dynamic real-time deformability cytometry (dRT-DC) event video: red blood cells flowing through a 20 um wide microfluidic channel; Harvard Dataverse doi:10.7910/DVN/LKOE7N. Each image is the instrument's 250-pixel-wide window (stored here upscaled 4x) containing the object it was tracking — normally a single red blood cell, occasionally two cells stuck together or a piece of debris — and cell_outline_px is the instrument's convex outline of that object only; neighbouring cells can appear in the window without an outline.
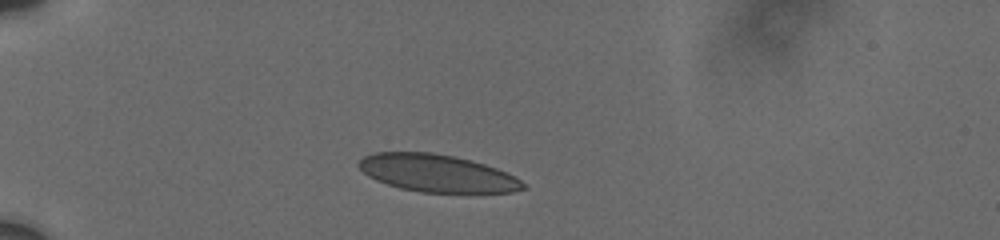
{"species": "human", "species_latin": "Homo sapiens", "temperature_condition": "cold", "stored_images_in_passage": 6, "camera_frame_rate_fps": 3000, "um_per_image_px": 0.085, "donor": {"sex": "male"}, "frame": {"image": 1, "passage_image": 1, "time_ms": 0.0, "image_size_px": [1000, 240], "cell_outline_px": [[528, 188], [512, 192], [420, 192], [400, 188], [376, 180], [368, 176], [356, 164], [364, 156], [376, 152], [432, 152], [456, 156], [472, 160], [496, 168], [520, 180]], "centroid_in_image_um": [37.13, 14.71], "position_along_channel_um": 47.9, "area_um2": 35.66}}
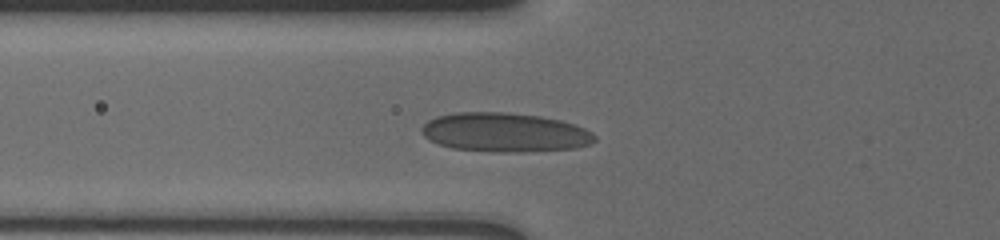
{"frame": {"image": 2, "passage_image": 3, "time_ms": 2.0, "image_size_px": [1000, 240], "cell_outline_px": [[596, 140], [592, 144], [576, 148], [520, 152], [492, 152], [452, 148], [428, 140], [420, 132], [420, 128], [428, 120], [436, 116], [456, 112], [504, 112], [540, 116], [560, 120], [584, 128], [592, 132], [596, 136]], "centroid_in_image_um": [42.89, 11.25], "position_along_channel_um": 82.9, "area_um2": 39.71}}
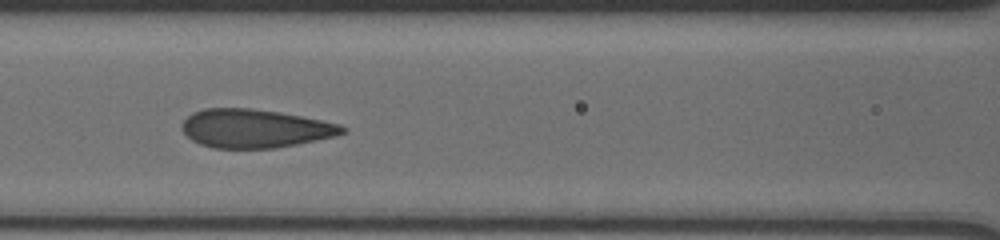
{"frame": {"image": 3, "passage_image": 5, "time_ms": 3.667, "image_size_px": [1000, 240], "cell_outline_px": [[348, 132], [336, 136], [296, 144], [272, 148], [212, 148], [200, 144], [192, 140], [180, 128], [184, 120], [192, 112], [204, 108], [248, 108], [276, 112], [300, 116], [340, 124], [348, 128]], "centroid_in_image_um": [21.66, 10.92], "position_along_channel_um": 144.9, "area_um2": 35.89}}